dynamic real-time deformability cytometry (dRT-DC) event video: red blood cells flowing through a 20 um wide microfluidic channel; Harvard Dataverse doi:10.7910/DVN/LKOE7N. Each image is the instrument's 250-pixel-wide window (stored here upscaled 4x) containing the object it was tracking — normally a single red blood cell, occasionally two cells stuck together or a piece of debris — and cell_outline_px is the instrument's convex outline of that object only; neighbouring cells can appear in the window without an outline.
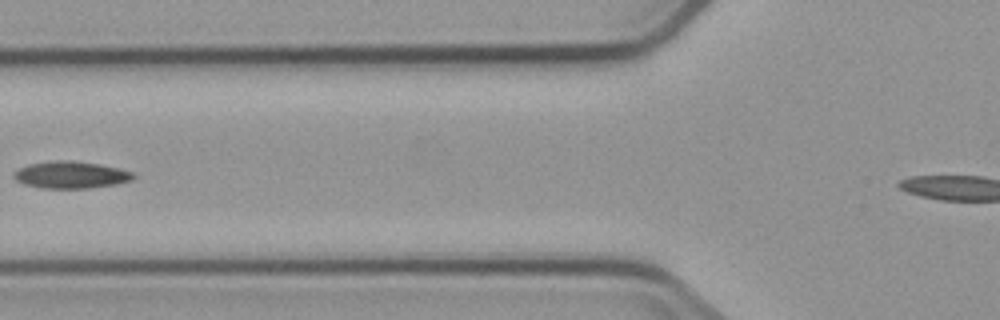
{"species": "common noctule bat (a hibernating species)", "species_latin": "Nyctalus noctula", "temperature_condition": "cold", "stored_images_in_passage": 7, "segment_of_instrument_passage": [1, 2], "camera_frame_rate_fps": 3000, "um_per_image_px": 0.085, "animal": {"sex": "male", "body_mass_g": 23.1, "forearm_length_mm": 52.7}, "frame": {"image": 1, "passage_image": 6, "time_ms": 6.0, "image_size_px": [1000, 320], "cell_outline_px": [[136, 176], [132, 180], [116, 184], [88, 188], [40, 188], [24, 184], [16, 180], [12, 176], [12, 172], [28, 164], [56, 160], [72, 160], [100, 164], [132, 172]], "centroid_in_image_um": [5.99, 14.86], "position_along_channel_um": 119.8, "area_um2": 18.84}}